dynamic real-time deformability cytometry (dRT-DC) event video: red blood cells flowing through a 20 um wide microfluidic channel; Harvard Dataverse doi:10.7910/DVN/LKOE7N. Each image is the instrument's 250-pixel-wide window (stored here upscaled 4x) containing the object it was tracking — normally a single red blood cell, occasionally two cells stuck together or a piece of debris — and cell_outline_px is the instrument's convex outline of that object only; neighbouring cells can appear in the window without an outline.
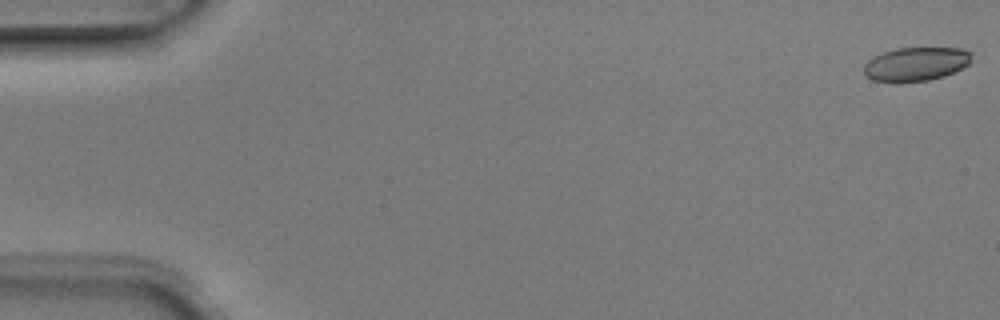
{"species": "Egyptian fruit bat (a non-hibernating species)", "species_latin": "Rousettus aegyptiacus", "temperature_condition": "room temperature", "stored_images_in_passage": 5, "camera_frame_rate_fps": 3000, "um_per_image_px": 0.085, "animal": {"sex": "male"}, "frame": {"image": 1, "passage_image": 1, "time_ms": 0.0, "image_size_px": [1000, 320], "cell_outline_px": [[972, 52], [968, 64], [944, 76], [928, 80], [896, 84], [872, 80], [864, 72], [864, 64], [868, 60], [884, 52], [896, 48], [964, 48]], "centroid_in_image_um": [77.83, 5.46], "position_along_channel_um": 7.2, "area_um2": 21.33}}